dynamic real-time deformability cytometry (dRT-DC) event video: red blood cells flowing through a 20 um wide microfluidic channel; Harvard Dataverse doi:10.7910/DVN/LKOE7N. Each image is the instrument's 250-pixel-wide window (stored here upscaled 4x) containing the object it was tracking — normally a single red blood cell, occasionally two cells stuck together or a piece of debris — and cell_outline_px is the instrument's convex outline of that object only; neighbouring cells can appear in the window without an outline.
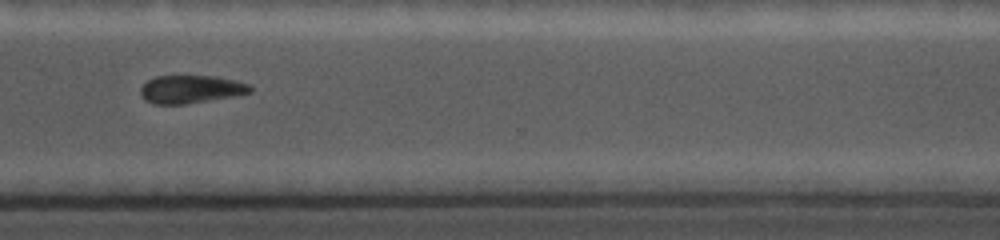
{"species": "common noctule bat (a hibernating species)", "species_latin": "Nyctalus noctula", "temperature_condition": "cold", "stored_images_in_passage": 29, "camera_frame_rate_fps": 5000, "um_per_image_px": 0.085, "animal": {"sex": "female", "body_mass_g": 19.0, "forearm_length_mm": 56.7}, "frame": {"image": 1, "passage_image": 25, "time_ms": 7.6, "image_size_px": [1000, 240], "cell_outline_px": [[252, 88], [248, 92], [184, 104], [156, 104], [148, 100], [140, 92], [140, 88], [148, 80], [156, 76], [208, 76], [232, 80], [248, 84]], "centroid_in_image_um": [16.14, 7.57], "position_along_channel_um": 354.5, "area_um2": 16.99}}
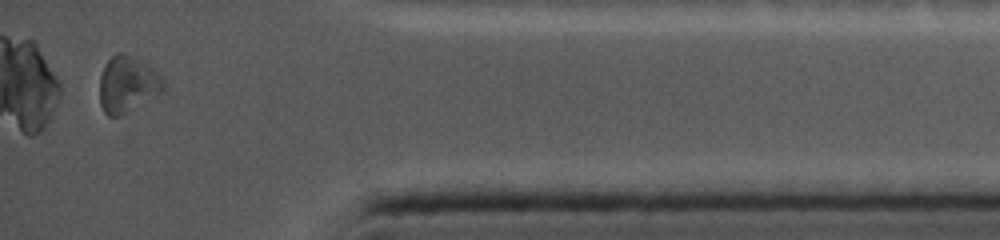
{"frame": {"image": 2, "passage_image": 29, "time_ms": 9.8, "image_size_px": [1000, 240], "cell_outline_px": [[160, 88], [120, 116], [108, 116], [104, 112], [100, 100], [100, 80], [104, 68], [108, 60], [112, 56], [120, 52], [124, 52], [156, 76]], "centroid_in_image_um": [10.62, 7.19], "position_along_channel_um": 424.6, "area_um2": 18.44}, "authors_computed_cell_mechanics": {"area_um2": 18.4382, "velocity_mm_per_s": 3.7394, "shape_relaxation_time_tau1_ms": 1.3375, "shape_relaxation_time_tau2_ms": null, "deformation_change_tau1": 0.0618, "deformation_change_tau2": null}}